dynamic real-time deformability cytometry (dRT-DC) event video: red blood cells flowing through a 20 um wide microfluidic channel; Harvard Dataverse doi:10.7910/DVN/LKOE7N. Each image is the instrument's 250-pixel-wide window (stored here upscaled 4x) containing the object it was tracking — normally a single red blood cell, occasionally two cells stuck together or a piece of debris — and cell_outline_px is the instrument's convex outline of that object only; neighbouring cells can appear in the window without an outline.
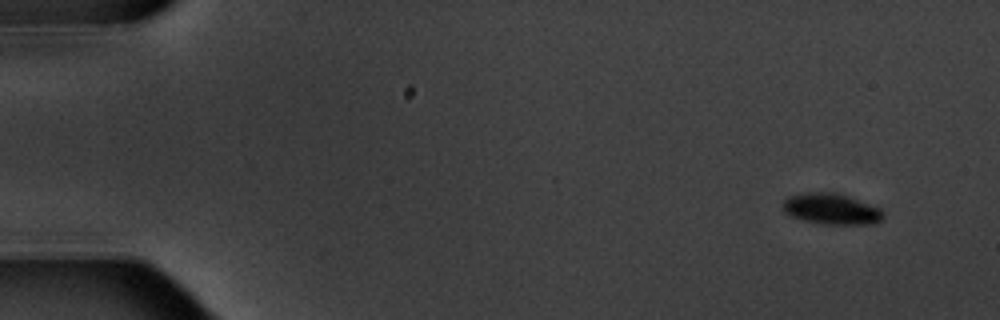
{"species": "common noctule bat (a hibernating species)", "species_latin": "Nyctalus noctula", "temperature_condition": "warm", "stored_images_in_passage": 4, "camera_frame_rate_fps": 3000, "um_per_image_px": 0.085, "animal": {"sex": "male", "body_mass_g": 20.1, "forearm_length_mm": 53.5}, "frame": {"image": 1, "passage_image": 1, "time_ms": 0.0, "image_size_px": [1000, 320], "cell_outline_px": [[884, 216], [880, 220], [868, 224], [828, 224], [808, 220], [792, 216], [784, 212], [780, 204], [788, 196], [808, 192], [836, 192], [848, 196], [880, 208]], "centroid_in_image_um": [70.63, 17.74], "position_along_channel_um": 14.4, "area_um2": 17.86}}